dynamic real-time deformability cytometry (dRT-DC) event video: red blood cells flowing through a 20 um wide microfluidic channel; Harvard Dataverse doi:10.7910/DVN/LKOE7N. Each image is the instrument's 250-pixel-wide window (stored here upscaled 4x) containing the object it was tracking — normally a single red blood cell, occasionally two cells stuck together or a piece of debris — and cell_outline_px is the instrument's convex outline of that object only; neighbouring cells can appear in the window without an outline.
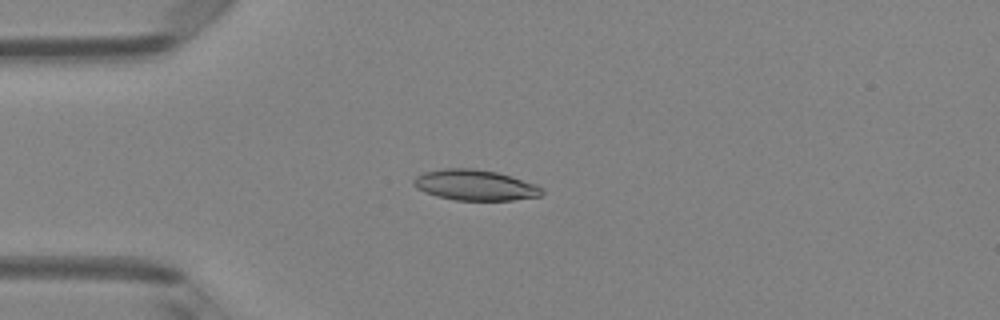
{"species": "Egyptian fruit bat (a non-hibernating species)", "species_latin": "Rousettus aegyptiacus", "temperature_condition": "room temperature", "stored_images_in_passage": 5, "camera_frame_rate_fps": 3000, "um_per_image_px": 0.085, "animal": {"sex": "female"}, "frame": {"image": 1, "passage_image": 4, "time_ms": 1.0, "image_size_px": [1000, 320], "cell_outline_px": [[544, 192], [540, 196], [512, 200], [456, 200], [436, 196], [424, 192], [416, 188], [412, 184], [412, 180], [416, 176], [424, 172], [440, 168], [476, 168], [496, 172], [536, 184], [544, 188]], "centroid_in_image_um": [40.35, 15.73], "position_along_channel_um": 44.7, "area_um2": 23.06}}